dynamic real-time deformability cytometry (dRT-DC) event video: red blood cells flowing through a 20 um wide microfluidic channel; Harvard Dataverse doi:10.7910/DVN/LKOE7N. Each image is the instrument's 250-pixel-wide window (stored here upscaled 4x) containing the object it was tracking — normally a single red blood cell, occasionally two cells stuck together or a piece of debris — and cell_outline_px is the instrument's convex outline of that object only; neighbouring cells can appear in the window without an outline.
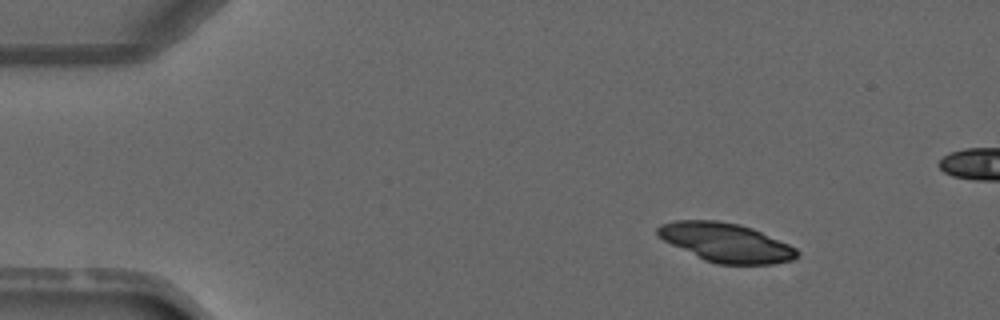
{"species": "common noctule bat (a hibernating species)", "species_latin": "Nyctalus noctula", "temperature_condition": "warm", "stored_images_in_passage": 4, "segment_of_instrument_passage": [1, 2], "camera_frame_rate_fps": 3000, "um_per_image_px": 0.085, "animal": {"sex": "male", "forearm_length_mm": 52.5}, "frame": {"image": 1, "passage_image": 1, "time_ms": 0.0, "image_size_px": [1000, 320], "cell_outline_px": [[800, 256], [792, 260], [772, 264], [716, 264], [704, 260], [664, 240], [656, 232], [656, 228], [660, 224], [676, 220], [716, 220], [740, 224], [752, 228], [788, 244], [796, 248], [800, 252]], "centroid_in_image_um": [61.72, 20.61], "position_along_channel_um": 23.3, "area_um2": 31.5}}